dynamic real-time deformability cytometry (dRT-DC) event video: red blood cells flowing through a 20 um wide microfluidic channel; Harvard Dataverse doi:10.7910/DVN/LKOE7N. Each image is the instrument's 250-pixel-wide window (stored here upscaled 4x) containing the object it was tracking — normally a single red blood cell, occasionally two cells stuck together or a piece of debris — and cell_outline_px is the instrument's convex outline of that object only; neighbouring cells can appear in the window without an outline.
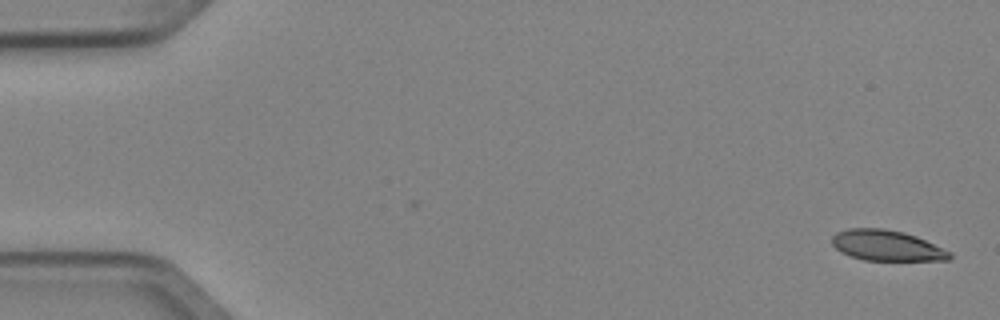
{"species": "Egyptian fruit bat (a non-hibernating species)", "species_latin": "Rousettus aegyptiacus", "temperature_condition": "cold", "stored_images_in_passage": 5, "segment_of_instrument_passage": [1, 2], "camera_frame_rate_fps": 3000, "um_per_image_px": 0.085, "animal": {"sex": "female"}, "frame": {"image": 1, "passage_image": 1, "time_ms": 0.0, "image_size_px": [1000, 320], "cell_outline_px": [[952, 256], [948, 260], [864, 260], [840, 252], [832, 244], [832, 236], [836, 232], [848, 228], [884, 228], [904, 232], [916, 236], [952, 252]], "centroid_in_image_um": [75.36, 20.86], "position_along_channel_um": 9.6, "area_um2": 20.98}}
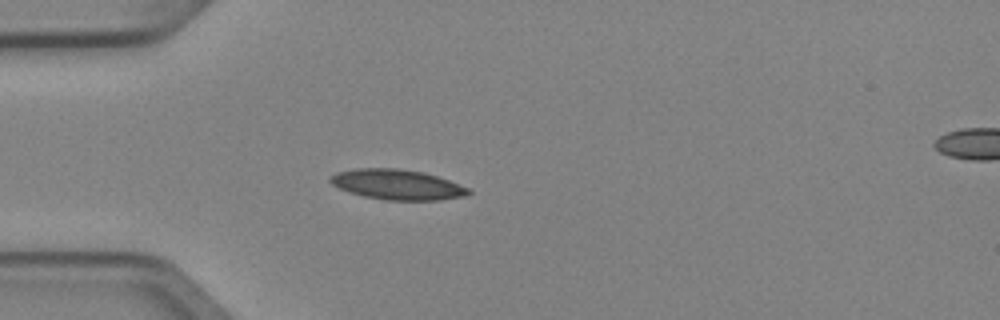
{"frame": {"image": 2, "passage_image": 4, "time_ms": 1.0, "image_size_px": [1000, 320], "cell_outline_px": [[472, 192], [468, 196], [440, 200], [384, 200], [364, 196], [348, 192], [332, 184], [328, 180], [336, 172], [356, 168], [396, 168], [424, 172], [448, 180], [468, 188]], "centroid_in_image_um": [33.77, 15.69], "position_along_channel_um": 51.2, "area_um2": 24.33}}